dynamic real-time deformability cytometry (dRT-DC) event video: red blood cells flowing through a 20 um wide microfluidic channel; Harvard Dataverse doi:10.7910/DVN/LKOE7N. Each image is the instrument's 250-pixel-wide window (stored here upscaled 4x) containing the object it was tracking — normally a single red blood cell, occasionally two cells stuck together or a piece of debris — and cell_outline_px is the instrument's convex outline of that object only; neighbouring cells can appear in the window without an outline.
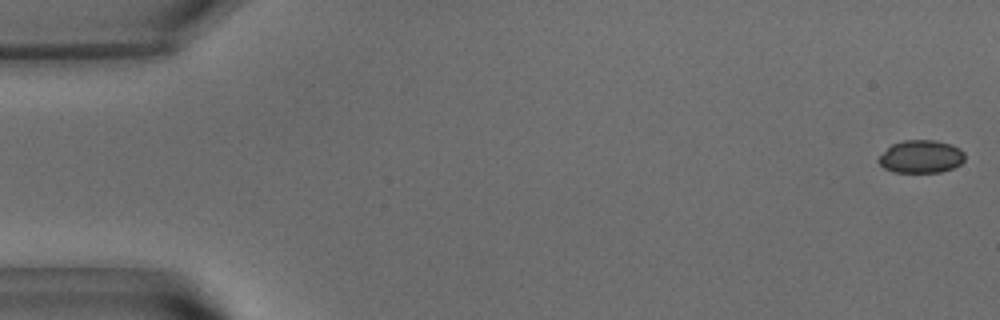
{"species": "common noctule bat (a hibernating species)", "species_latin": "Nyctalus noctula", "temperature_condition": "warm", "stored_images_in_passage": 53, "camera_frame_rate_fps": 3000, "um_per_image_px": 0.085, "animal": {"sex": "male", "body_mass_g": 15.6}, "frame": {"image": 1, "passage_image": 1, "time_ms": 0.0, "image_size_px": [1000, 320], "cell_outline_px": [[964, 160], [960, 164], [952, 168], [940, 172], [896, 172], [884, 168], [876, 160], [892, 144], [904, 140], [936, 140], [952, 144], [960, 148], [964, 152]], "centroid_in_image_um": [78.3, 13.3], "position_along_channel_um": 6.7, "area_um2": 16.47}}
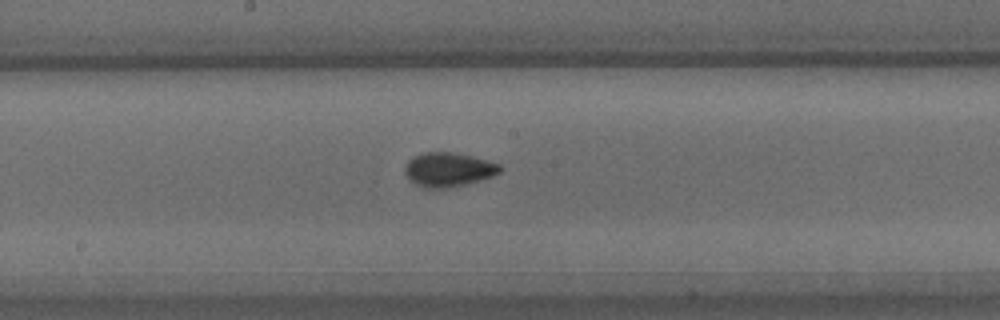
{"frame": {"image": 2, "passage_image": 28, "time_ms": 9.0, "image_size_px": [1000, 320], "cell_outline_px": [[500, 172], [492, 176], [480, 180], [448, 188], [424, 188], [408, 180], [404, 172], [404, 168], [408, 160], [412, 156], [424, 152], [452, 152], [500, 164]], "centroid_in_image_um": [38.04, 14.42], "position_along_channel_um": 210.2, "area_um2": 18.79}}
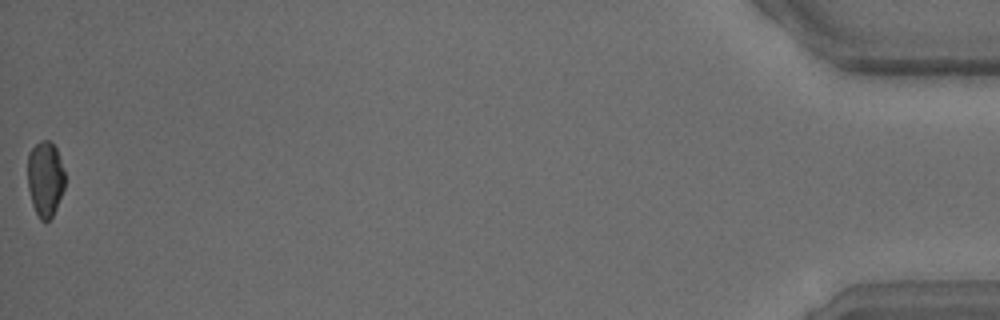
{"frame": {"image": 3, "passage_image": 53, "time_ms": 17.333, "image_size_px": [1000, 320], "cell_outline_px": [[64, 188], [56, 208], [52, 216], [48, 220], [40, 220], [32, 204], [28, 188], [28, 152], [40, 140], [48, 140], [56, 148], [64, 172]], "centroid_in_image_um": [3.83, 15.19], "position_along_channel_um": 431.4, "area_um2": 16.18}, "authors_computed_cell_mechanics": {"area_um2": 17.5712, "velocity_mm_per_s": 3.8432, "shape_relaxation_time_tau1_ms": 6.0471, "shape_relaxation_time_tau2_ms": 0.9873, "deformation_change_tau1": 0.1473, "deformation_change_tau2": 0.0565}}